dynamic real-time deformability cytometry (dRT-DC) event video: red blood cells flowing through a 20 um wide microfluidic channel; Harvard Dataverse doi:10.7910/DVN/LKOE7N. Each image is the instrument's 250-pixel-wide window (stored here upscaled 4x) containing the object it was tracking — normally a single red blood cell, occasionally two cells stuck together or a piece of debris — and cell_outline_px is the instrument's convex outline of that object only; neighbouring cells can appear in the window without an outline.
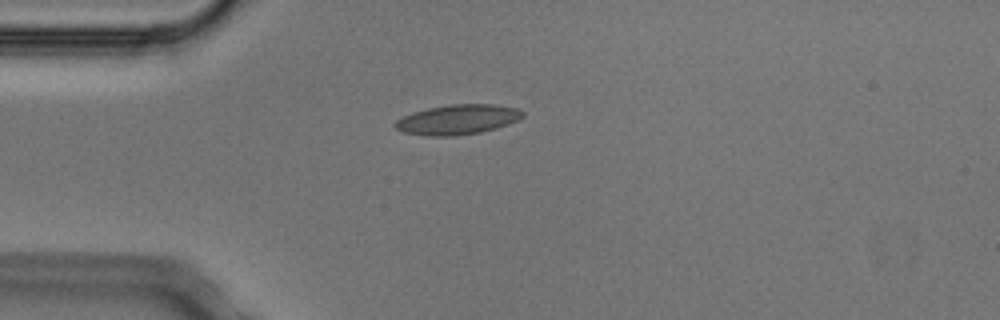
{"species": "Egyptian fruit bat (a non-hibernating species)", "species_latin": "Rousettus aegyptiacus", "temperature_condition": "cold", "stored_images_in_passage": 1, "camera_frame_rate_fps": 3000, "um_per_image_px": 0.085, "animal": {"sex": "male"}, "frame": {"image": 1, "passage_image": 1, "time_ms": 0.0, "image_size_px": [1000, 320], "cell_outline_px": [[524, 116], [508, 124], [496, 128], [480, 132], [452, 136], [428, 136], [404, 132], [396, 128], [392, 124], [396, 120], [412, 112], [428, 108], [452, 104], [496, 104], [516, 108], [524, 112]], "centroid_in_image_um": [38.89, 10.16], "position_along_channel_um": 46.1, "area_um2": 22.14}}